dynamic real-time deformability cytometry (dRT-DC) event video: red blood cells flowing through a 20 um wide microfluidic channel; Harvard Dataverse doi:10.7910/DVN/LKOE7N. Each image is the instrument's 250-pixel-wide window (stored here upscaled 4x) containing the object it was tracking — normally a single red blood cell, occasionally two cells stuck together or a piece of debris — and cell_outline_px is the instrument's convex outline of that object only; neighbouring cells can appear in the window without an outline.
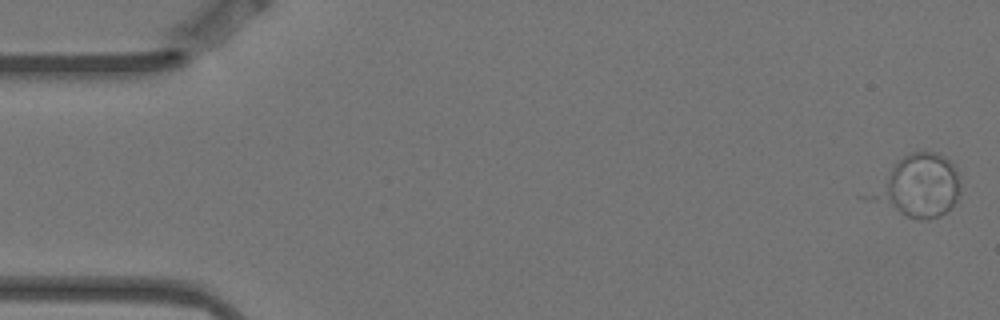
{"species": "Egyptian fruit bat (a non-hibernating species)", "species_latin": "Rousettus aegyptiacus", "temperature_condition": "warm", "stored_images_in_passage": 6, "camera_frame_rate_fps": 3000, "um_per_image_px": 0.085, "animal": {"sex": "female"}, "frame": {"image": 1, "passage_image": 1, "time_ms": 0.0, "image_size_px": [1000, 320], "cell_outline_px": [[960, 188], [956, 200], [940, 216], [928, 220], [920, 220], [908, 216], [856, 196], [904, 156], [912, 152], [936, 152], [944, 156], [956, 168], [960, 180]], "centroid_in_image_um": [77.9, 15.83], "position_along_channel_um": 7.1, "area_um2": 33.29}}
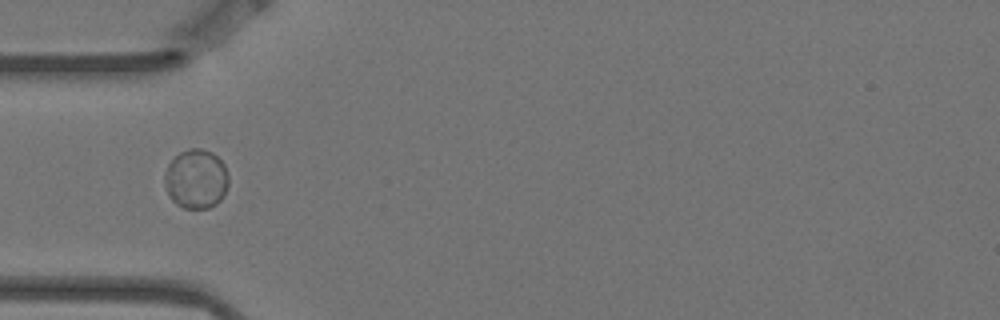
{"frame": {"image": 2, "passage_image": 5, "time_ms": 1.333, "image_size_px": [1000, 320], "cell_outline_px": [[228, 184], [220, 200], [216, 204], [208, 208], [184, 208], [176, 204], [168, 196], [164, 180], [164, 176], [168, 164], [180, 152], [188, 148], [200, 148], [212, 152], [224, 164], [228, 176]], "centroid_in_image_um": [16.65, 15.21], "position_along_channel_um": 68.3, "area_um2": 22.08}}
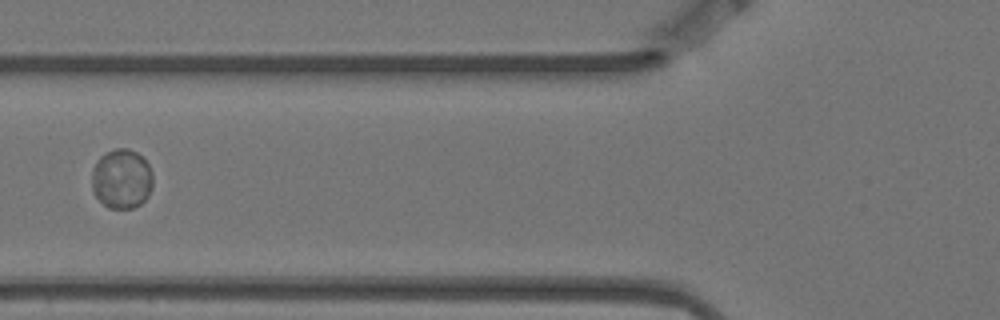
{"frame": {"image": 3, "passage_image": 6, "time_ms": 1.667, "image_size_px": [1000, 320], "cell_outline_px": [[152, 188], [148, 196], [140, 204], [132, 208], [108, 208], [96, 196], [92, 188], [92, 172], [96, 160], [104, 152], [116, 148], [128, 148], [136, 152], [148, 164], [152, 172]], "centroid_in_image_um": [10.33, 15.19], "position_along_channel_um": 115.5, "area_um2": 21.27}}